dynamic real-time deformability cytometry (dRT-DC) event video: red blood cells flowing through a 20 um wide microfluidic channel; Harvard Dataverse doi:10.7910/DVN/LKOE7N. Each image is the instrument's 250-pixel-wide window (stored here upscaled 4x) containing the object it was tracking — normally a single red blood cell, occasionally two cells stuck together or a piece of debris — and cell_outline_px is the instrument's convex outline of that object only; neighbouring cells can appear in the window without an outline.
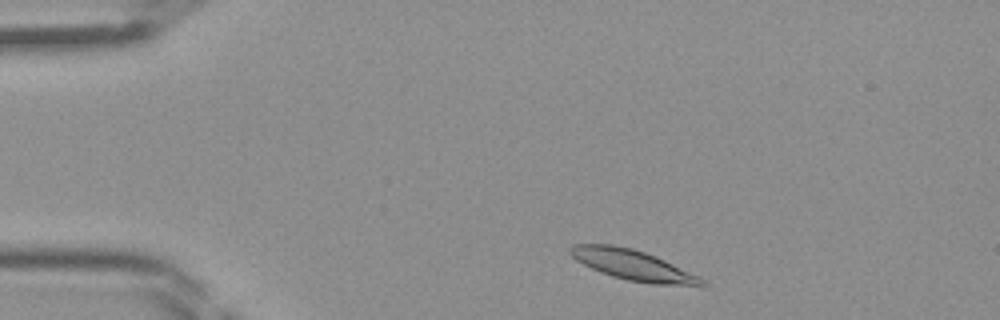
{"species": "Egyptian fruit bat (a non-hibernating species)", "species_latin": "Rousettus aegyptiacus", "temperature_condition": "room temperature", "stored_images_in_passage": 40, "camera_frame_rate_fps": 3000, "um_per_image_px": 0.085, "frame": {"image": 1, "passage_image": 3, "time_ms": 0.667, "image_size_px": [1000, 320], "cell_outline_px": [[708, 288], [700, 288], [652, 284], [628, 280], [612, 276], [600, 272], [576, 260], [568, 252], [568, 248], [572, 244], [612, 244], [632, 248], [656, 256], [700, 276], [708, 284]], "centroid_in_image_um": [53.92, 22.57], "position_along_channel_um": 31.1, "area_um2": 23.93}}
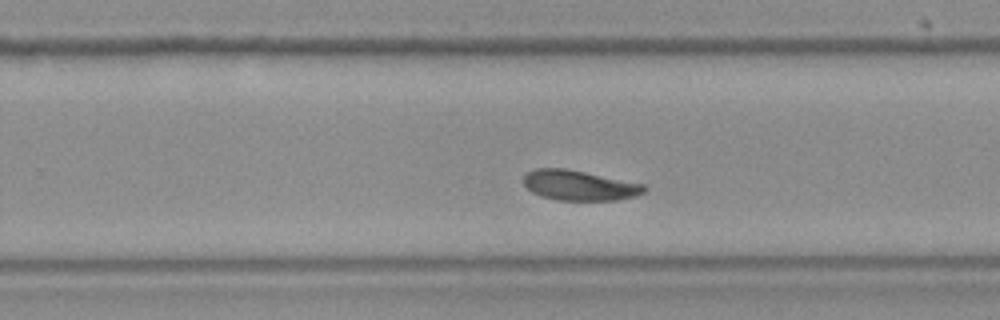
{"frame": {"image": 2, "passage_image": 24, "time_ms": 7.667, "image_size_px": [1000, 320], "cell_outline_px": [[648, 188], [644, 192], [636, 196], [616, 200], [556, 200], [540, 196], [532, 192], [524, 184], [524, 176], [528, 172], [536, 168], [564, 168], [644, 184]], "centroid_in_image_um": [49.24, 15.76], "position_along_channel_um": 280.6, "area_um2": 21.04}}
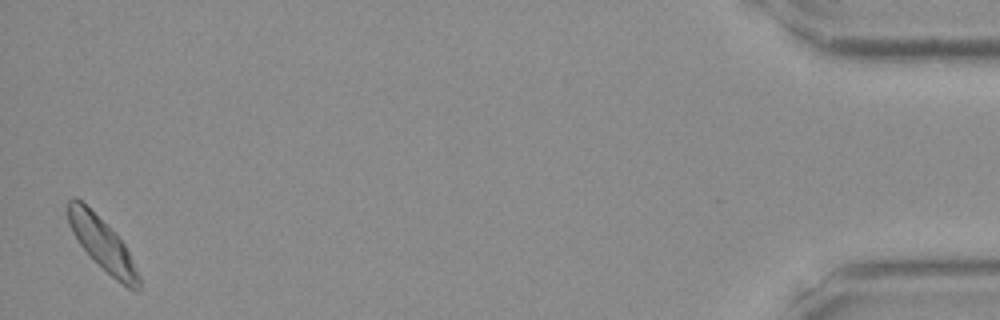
{"frame": {"image": 3, "passage_image": 40, "time_ms": 13.0, "image_size_px": [1000, 320], "cell_outline_px": [[140, 288], [136, 292], [128, 288], [116, 280], [80, 244], [72, 232], [68, 224], [68, 200], [72, 196], [76, 196], [124, 244], [140, 276]], "centroid_in_image_um": [8.7, 20.76], "position_along_channel_um": 426.5, "area_um2": 20.52}}